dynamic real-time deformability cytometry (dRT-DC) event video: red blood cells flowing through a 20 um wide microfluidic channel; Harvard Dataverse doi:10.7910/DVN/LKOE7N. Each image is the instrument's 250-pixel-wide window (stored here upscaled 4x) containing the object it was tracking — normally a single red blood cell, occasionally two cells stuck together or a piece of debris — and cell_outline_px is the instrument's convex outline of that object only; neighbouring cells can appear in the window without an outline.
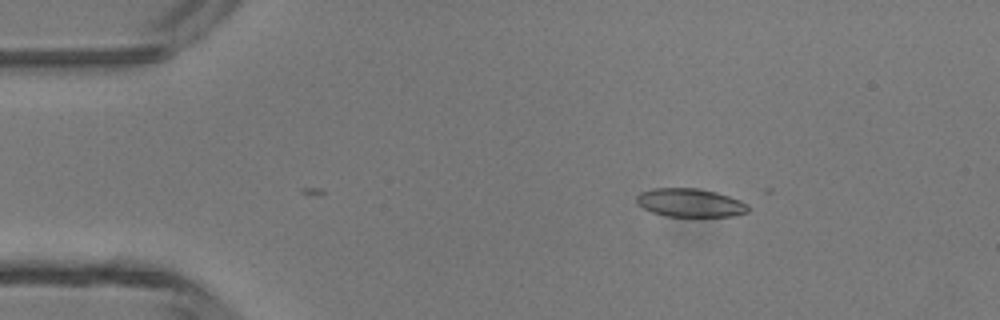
{"species": "common noctule bat (a hibernating species)", "species_latin": "Nyctalus noctula", "temperature_condition": "room temperature", "stored_images_in_passage": 2, "camera_frame_rate_fps": 3000, "um_per_image_px": 0.085, "animal": {"sex": "male", "body_mass_g": 13.3}, "frame": {"image": 1, "passage_image": 2, "time_ms": 0.333, "image_size_px": [1000, 320], "cell_outline_px": [[748, 212], [732, 216], [668, 216], [652, 212], [636, 204], [636, 196], [640, 192], [652, 188], [696, 188], [716, 192], [740, 200], [748, 204]], "centroid_in_image_um": [58.63, 17.23], "position_along_channel_um": 26.4, "area_um2": 18.44}}